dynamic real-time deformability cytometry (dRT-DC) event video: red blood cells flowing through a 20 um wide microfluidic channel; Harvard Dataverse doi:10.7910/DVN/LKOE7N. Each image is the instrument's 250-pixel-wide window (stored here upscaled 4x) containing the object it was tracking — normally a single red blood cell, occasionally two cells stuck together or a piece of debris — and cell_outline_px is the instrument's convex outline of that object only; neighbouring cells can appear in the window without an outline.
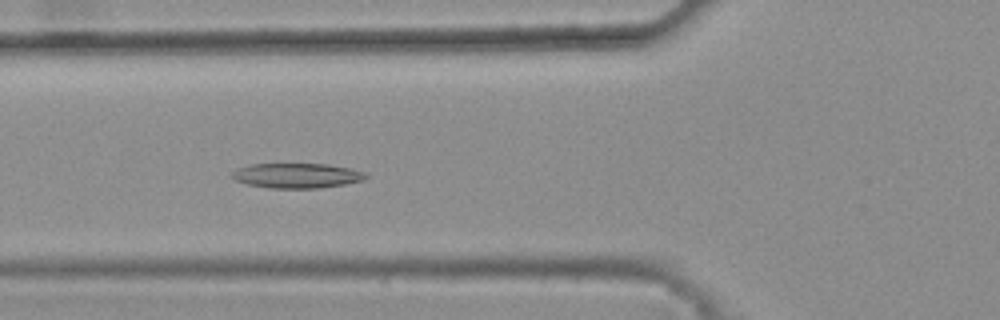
{"species": "common noctule bat (a hibernating species)", "species_latin": "Nyctalus noctula", "temperature_condition": "warm", "stored_images_in_passage": 43, "camera_frame_rate_fps": 3000, "um_per_image_px": 0.085, "animal": {"sex": "female", "body_mass_g": 25.1}, "frame": {"image": 1, "passage_image": 18, "time_ms": 5.667, "image_size_px": [1000, 320], "cell_outline_px": [[368, 176], [364, 180], [344, 184], [320, 188], [268, 188], [248, 184], [236, 180], [232, 176], [232, 172], [236, 168], [252, 164], [328, 164], [352, 168], [364, 172]], "centroid_in_image_um": [25.25, 14.92], "position_along_channel_um": 100.5, "area_um2": 19.42}}
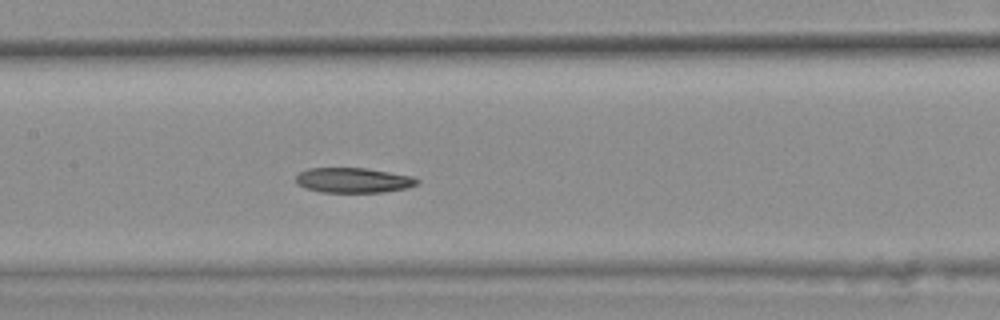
{"frame": {"image": 2, "passage_image": 24, "time_ms": 7.667, "image_size_px": [1000, 320], "cell_outline_px": [[420, 180], [416, 184], [408, 188], [384, 192], [320, 192], [304, 188], [296, 184], [296, 176], [300, 172], [308, 168], [364, 168], [412, 176]], "centroid_in_image_um": [30.0, 15.33], "position_along_channel_um": 177.4, "area_um2": 17.69}}
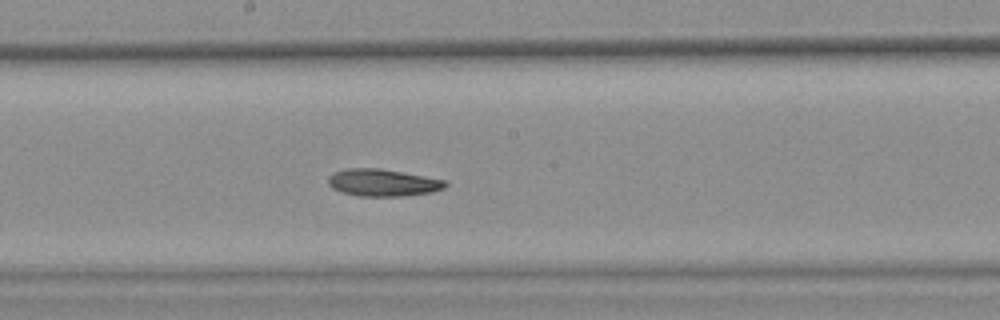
{"frame": {"image": 3, "passage_image": 27, "time_ms": 8.667, "image_size_px": [1000, 320], "cell_outline_px": [[448, 184], [444, 188], [432, 192], [404, 196], [356, 196], [340, 192], [332, 188], [328, 184], [328, 176], [332, 172], [348, 168], [380, 168], [424, 176], [444, 180]], "centroid_in_image_um": [32.49, 15.53], "position_along_channel_um": 215.7, "area_um2": 18.67}}